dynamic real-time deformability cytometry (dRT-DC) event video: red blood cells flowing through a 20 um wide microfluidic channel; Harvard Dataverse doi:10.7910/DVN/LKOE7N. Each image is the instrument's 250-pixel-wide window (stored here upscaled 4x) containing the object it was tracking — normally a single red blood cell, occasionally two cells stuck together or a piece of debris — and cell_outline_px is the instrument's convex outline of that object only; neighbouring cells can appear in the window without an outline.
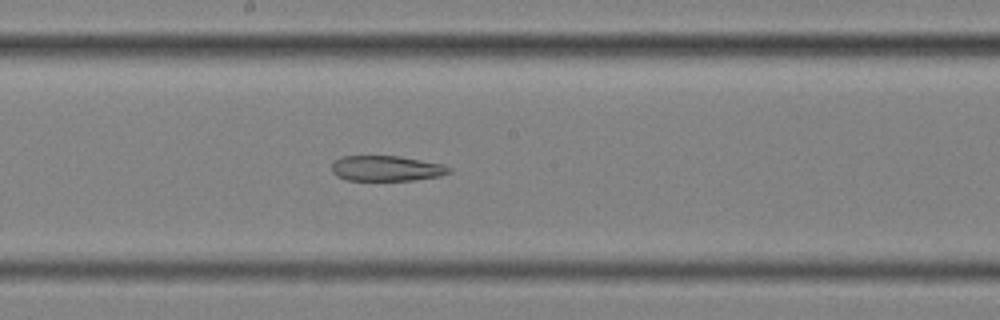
{"species": "common noctule bat (a hibernating species)", "species_latin": "Nyctalus noctula", "temperature_condition": "cold", "stored_images_in_passage": 57, "segment_of_instrument_passage": [2, 2], "camera_frame_rate_fps": 3000, "um_per_image_px": 0.085, "animal": {"sex": "female", "body_mass_g": 25.1}, "frame": {"image": 1, "passage_image": 31, "time_ms": 10.0, "image_size_px": [1000, 320], "cell_outline_px": [[452, 172], [440, 176], [416, 180], [348, 180], [336, 176], [332, 172], [332, 164], [336, 160], [344, 156], [400, 156], [444, 164], [452, 168]], "centroid_in_image_um": [32.9, 14.31], "position_along_channel_um": 215.3, "area_um2": 17.46}}
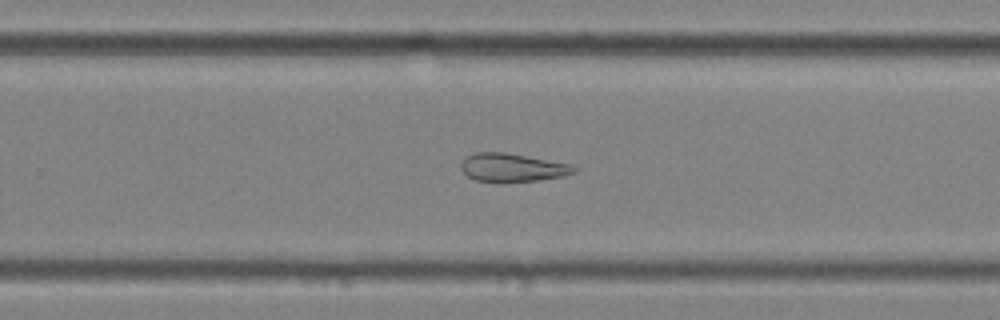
{"frame": {"image": 2, "passage_image": 37, "time_ms": 12.0, "image_size_px": [1000, 320], "cell_outline_px": [[576, 172], [564, 176], [536, 180], [476, 180], [468, 176], [460, 168], [460, 164], [468, 156], [476, 152], [504, 152], [572, 164], [576, 168]], "centroid_in_image_um": [43.58, 14.21], "position_along_channel_um": 286.2, "area_um2": 18.03}}
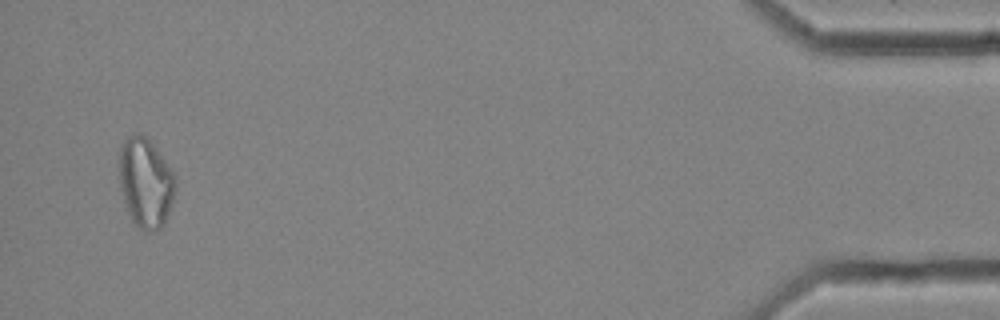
{"frame": {"image": 3, "passage_image": 55, "time_ms": 18.0, "image_size_px": [1000, 320], "cell_outline_px": [[176, 188], [172, 204], [164, 224], [156, 232], [144, 232], [132, 220], [128, 212], [124, 200], [120, 184], [120, 148], [124, 140], [128, 136], [136, 132], [140, 132], [152, 144], [176, 176]], "centroid_in_image_um": [12.39, 15.56], "position_along_channel_um": 422.8, "area_um2": 29.25}}